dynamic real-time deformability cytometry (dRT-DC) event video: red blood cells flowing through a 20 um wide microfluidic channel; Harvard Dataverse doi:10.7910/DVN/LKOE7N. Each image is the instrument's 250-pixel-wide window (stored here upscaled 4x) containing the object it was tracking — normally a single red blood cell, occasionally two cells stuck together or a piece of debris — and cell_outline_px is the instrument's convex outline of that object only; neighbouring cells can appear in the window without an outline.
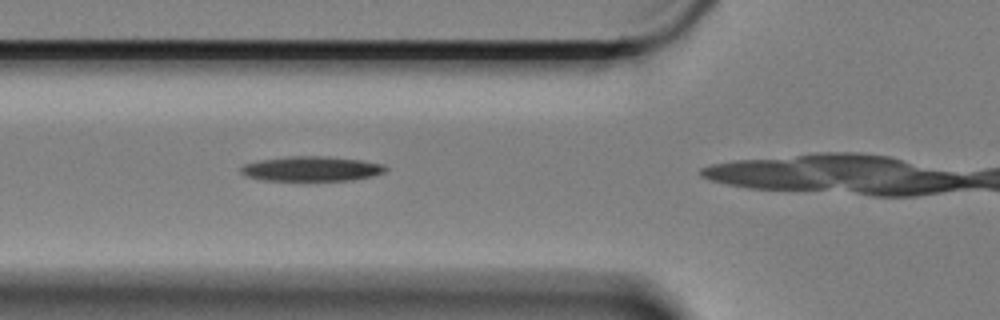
{"species": "Egyptian fruit bat (a non-hibernating species)", "species_latin": "Rousettus aegyptiacus", "temperature_condition": "cold", "stored_images_in_passage": 35, "camera_frame_rate_fps": 3000, "um_per_image_px": 0.085, "animal": {"sex": "female"}, "frame": {"image": 1, "passage_image": 10, "time_ms": 3.0, "image_size_px": [1000, 320], "cell_outline_px": [[388, 168], [384, 172], [372, 176], [352, 180], [260, 180], [244, 176], [240, 172], [240, 168], [244, 164], [260, 160], [288, 156], [328, 156], [360, 160], [384, 164]], "centroid_in_image_um": [26.45, 14.34], "position_along_channel_um": 99.3, "area_um2": 20.98}}
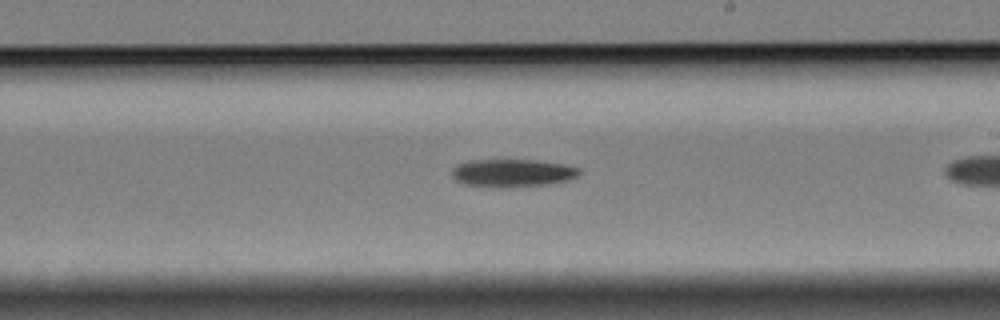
{"frame": {"image": 2, "passage_image": 23, "time_ms": 7.333, "image_size_px": [1000, 320], "cell_outline_px": [[580, 176], [568, 180], [548, 184], [508, 188], [496, 188], [464, 184], [456, 180], [452, 176], [452, 168], [456, 164], [472, 160], [536, 160], [564, 164], [580, 168]], "centroid_in_image_um": [43.56, 14.71], "position_along_channel_um": 245.4, "area_um2": 20.98}}
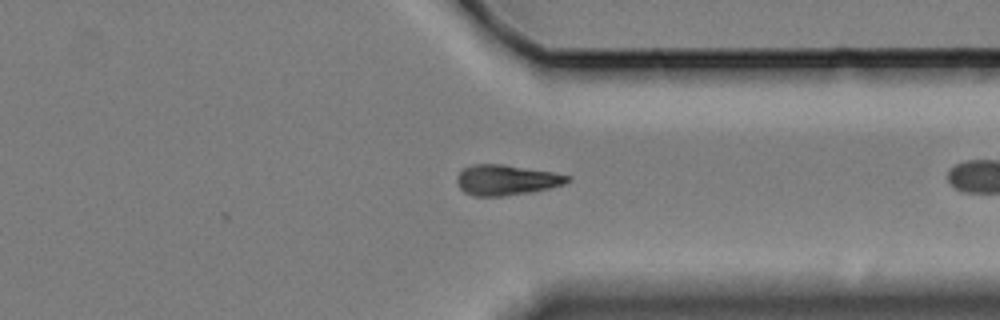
{"frame": {"image": 3, "passage_image": 34, "time_ms": 11.0, "image_size_px": [1000, 320], "cell_outline_px": [[572, 180], [564, 184], [548, 188], [528, 192], [500, 196], [476, 196], [464, 192], [460, 188], [456, 180], [456, 176], [464, 168], [472, 164], [504, 164], [552, 172], [572, 176]], "centroid_in_image_um": [43.03, 15.28], "position_along_channel_um": 368.4, "area_um2": 19.48}}